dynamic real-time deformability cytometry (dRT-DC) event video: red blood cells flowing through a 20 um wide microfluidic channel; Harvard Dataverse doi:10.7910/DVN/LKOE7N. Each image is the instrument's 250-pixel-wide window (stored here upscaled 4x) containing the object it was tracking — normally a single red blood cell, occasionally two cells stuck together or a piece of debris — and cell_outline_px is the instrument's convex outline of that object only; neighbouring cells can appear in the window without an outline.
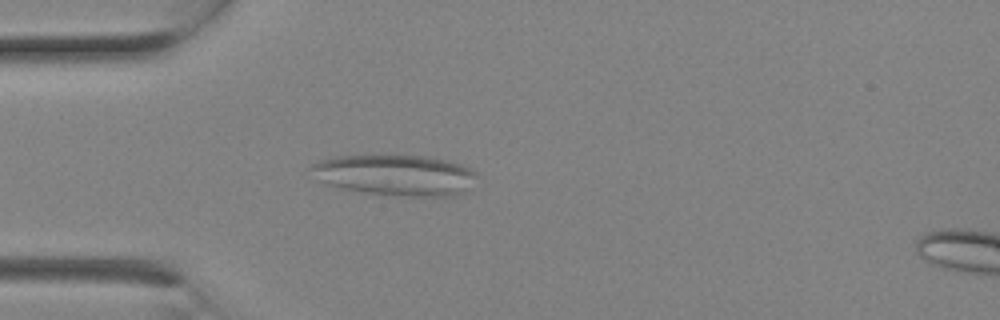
{"species": "Egyptian fruit bat (a non-hibernating species)", "species_latin": "Rousettus aegyptiacus", "temperature_condition": "room temperature", "stored_images_in_passage": 2, "camera_frame_rate_fps": 3000, "um_per_image_px": 0.085, "animal": {"sex": "female"}, "frame": {"image": 1, "passage_image": 1, "time_ms": 0.0, "image_size_px": [1000, 320], "cell_outline_px": [[480, 176], [468, 192], [460, 196], [412, 196], [364, 192], [340, 188], [324, 184], [308, 168], [312, 164], [336, 156], [432, 156], [460, 164], [476, 172]], "centroid_in_image_um": [33.7, 14.9], "position_along_channel_um": 51.3, "area_um2": 39.65}}